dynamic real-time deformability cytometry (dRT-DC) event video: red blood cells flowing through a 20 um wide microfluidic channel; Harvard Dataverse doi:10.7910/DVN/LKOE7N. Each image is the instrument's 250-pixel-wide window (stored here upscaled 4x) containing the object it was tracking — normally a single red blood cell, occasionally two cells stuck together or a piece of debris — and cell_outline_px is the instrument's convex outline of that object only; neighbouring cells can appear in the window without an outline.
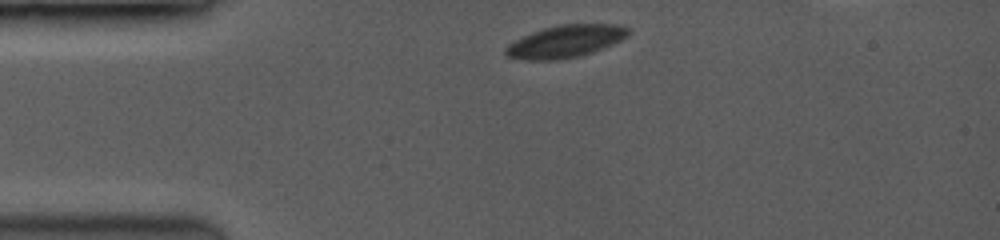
{"species": "common noctule bat (a hibernating species)", "species_latin": "Nyctalus noctula", "temperature_condition": "room temperature", "stored_images_in_passage": 9, "camera_frame_rate_fps": 3500, "um_per_image_px": 0.085, "animal": {"sex": "female", "body_mass_g": 19.0, "forearm_length_mm": 53.3}, "frame": {"image": 1, "passage_image": 1, "time_ms": 0.0, "image_size_px": [1000, 240], "cell_outline_px": [[628, 32], [620, 40], [600, 48], [576, 56], [552, 60], [528, 60], [508, 56], [504, 52], [504, 48], [508, 44], [532, 32], [544, 28], [560, 24], [612, 24], [628, 28]], "centroid_in_image_um": [47.98, 3.5], "position_along_channel_um": 37.0, "area_um2": 22.31}}